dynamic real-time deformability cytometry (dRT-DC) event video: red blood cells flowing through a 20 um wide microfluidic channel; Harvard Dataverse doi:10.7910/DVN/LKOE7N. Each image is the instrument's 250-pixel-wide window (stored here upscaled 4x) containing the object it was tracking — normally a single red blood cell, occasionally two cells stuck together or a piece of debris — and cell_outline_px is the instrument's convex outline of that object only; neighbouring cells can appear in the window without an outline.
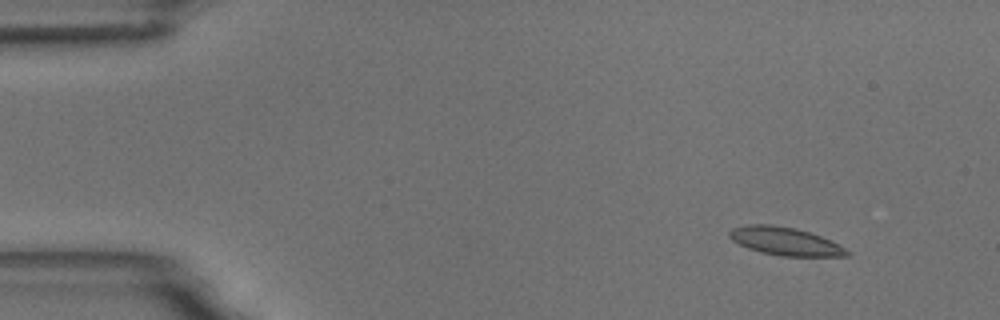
{"species": "common noctule bat (a hibernating species)", "species_latin": "Nyctalus noctula", "temperature_condition": "room temperature", "stored_images_in_passage": 6, "camera_frame_rate_fps": 3000, "um_per_image_px": 0.085, "animal": {"sex": "male", "body_mass_g": 18.8}, "frame": {"image": 1, "passage_image": 1, "time_ms": 0.0, "image_size_px": [1000, 320], "cell_outline_px": [[852, 252], [848, 256], [780, 256], [760, 252], [748, 248], [732, 240], [728, 236], [728, 232], [732, 228], [748, 224], [772, 224], [796, 228], [832, 240]], "centroid_in_image_um": [66.74, 20.5], "position_along_channel_um": 18.3, "area_um2": 19.36}}
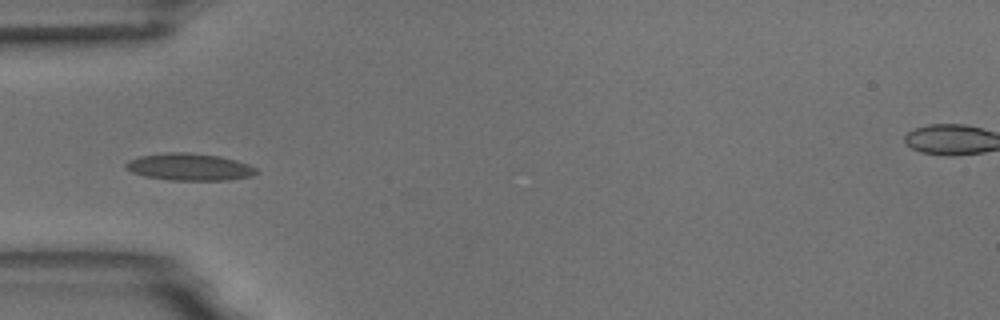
{"frame": {"image": 2, "passage_image": 4, "time_ms": 4.0, "image_size_px": [1000, 320], "cell_outline_px": [[260, 172], [252, 176], [228, 180], [172, 180], [144, 176], [132, 172], [124, 168], [124, 164], [128, 160], [140, 156], [168, 152], [188, 152], [220, 156], [236, 160], [248, 164], [256, 168]], "centroid_in_image_um": [16.1, 14.19], "position_along_channel_um": 68.9, "area_um2": 20.75}}